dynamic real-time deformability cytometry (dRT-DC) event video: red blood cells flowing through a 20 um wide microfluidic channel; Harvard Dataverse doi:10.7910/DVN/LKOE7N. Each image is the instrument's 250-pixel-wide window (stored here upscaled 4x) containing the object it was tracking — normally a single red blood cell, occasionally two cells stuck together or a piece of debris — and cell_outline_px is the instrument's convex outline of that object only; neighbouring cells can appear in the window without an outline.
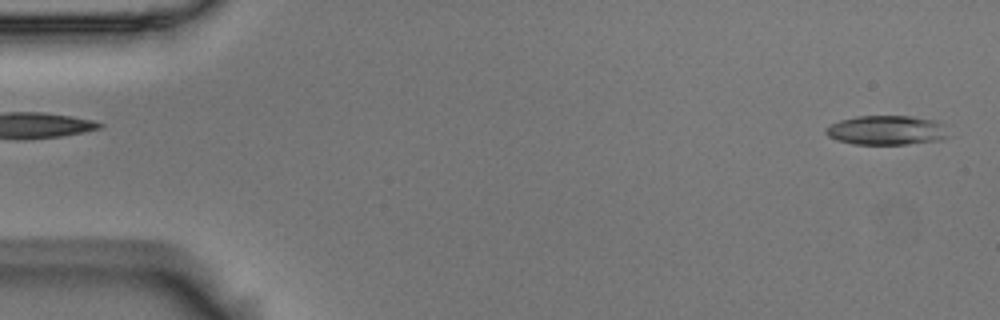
{"species": "Egyptian fruit bat (a non-hibernating species)", "species_latin": "Rousettus aegyptiacus", "temperature_condition": "room temperature", "stored_images_in_passage": 6, "segment_of_instrument_passage": [2, 2], "camera_frame_rate_fps": 3000, "um_per_image_px": 0.085, "animal": {"sex": "male"}, "frame": {"image": 1, "passage_image": 6, "time_ms": 1.667, "image_size_px": [1000, 320], "cell_outline_px": [[952, 136], [944, 140], [908, 144], [852, 144], [836, 140], [828, 136], [824, 132], [824, 128], [840, 120], [856, 116], [912, 116], [936, 120], [944, 124]], "centroid_in_image_um": [75.43, 11.07], "position_along_channel_um": 9.6, "area_um2": 21.5}}